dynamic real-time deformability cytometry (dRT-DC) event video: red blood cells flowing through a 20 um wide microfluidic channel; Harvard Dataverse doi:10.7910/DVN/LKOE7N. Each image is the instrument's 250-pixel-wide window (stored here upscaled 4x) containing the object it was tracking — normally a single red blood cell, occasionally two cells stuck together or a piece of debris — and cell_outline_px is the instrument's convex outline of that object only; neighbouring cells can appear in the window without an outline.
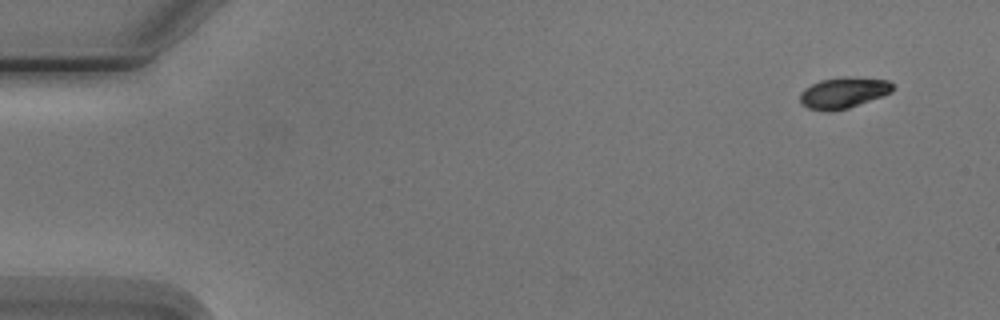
{"species": "Egyptian fruit bat (a non-hibernating species)", "species_latin": "Rousettus aegyptiacus", "temperature_condition": "cold", "stored_images_in_passage": 9, "camera_frame_rate_fps": 3000, "um_per_image_px": 0.085, "animal": {"sex": "male"}, "frame": {"image": 1, "passage_image": 1, "time_ms": 0.0, "image_size_px": [1000, 320], "cell_outline_px": [[892, 92], [884, 96], [848, 108], [832, 112], [824, 112], [808, 108], [800, 104], [800, 92], [804, 88], [820, 80], [844, 76], [888, 80], [892, 84]], "centroid_in_image_um": [71.66, 7.9], "position_along_channel_um": 13.3, "area_um2": 16.99}}
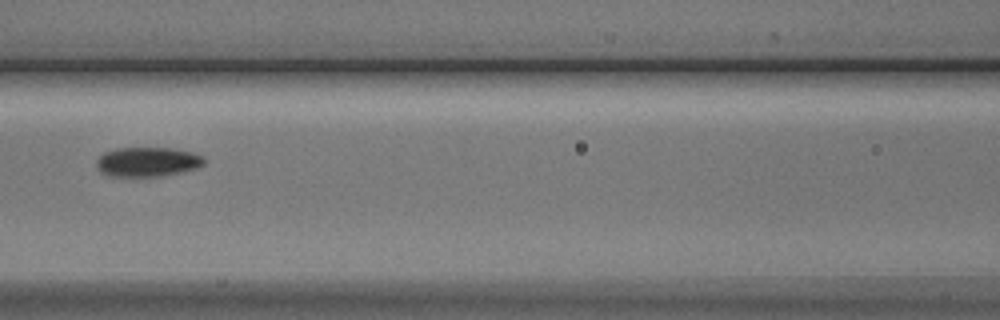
{"frame": {"image": 2, "passage_image": 7, "time_ms": 7.0, "image_size_px": [1000, 320], "cell_outline_px": [[204, 164], [196, 168], [180, 172], [160, 176], [112, 176], [100, 172], [96, 168], [96, 160], [104, 152], [116, 148], [172, 148], [192, 152], [204, 156]], "centroid_in_image_um": [12.52, 13.75], "position_along_channel_um": 154.1, "area_um2": 18.5}}
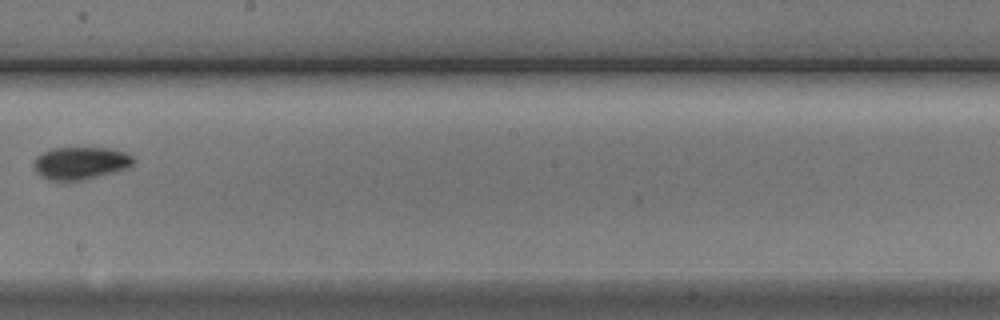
{"frame": {"image": 3, "passage_image": 9, "time_ms": 9.333, "image_size_px": [1000, 320], "cell_outline_px": [[132, 164], [128, 168], [84, 180], [48, 180], [36, 172], [32, 164], [36, 156], [52, 148], [108, 148], [124, 152], [132, 156]], "centroid_in_image_um": [6.8, 13.86], "position_along_channel_um": 241.4, "area_um2": 18.73}}